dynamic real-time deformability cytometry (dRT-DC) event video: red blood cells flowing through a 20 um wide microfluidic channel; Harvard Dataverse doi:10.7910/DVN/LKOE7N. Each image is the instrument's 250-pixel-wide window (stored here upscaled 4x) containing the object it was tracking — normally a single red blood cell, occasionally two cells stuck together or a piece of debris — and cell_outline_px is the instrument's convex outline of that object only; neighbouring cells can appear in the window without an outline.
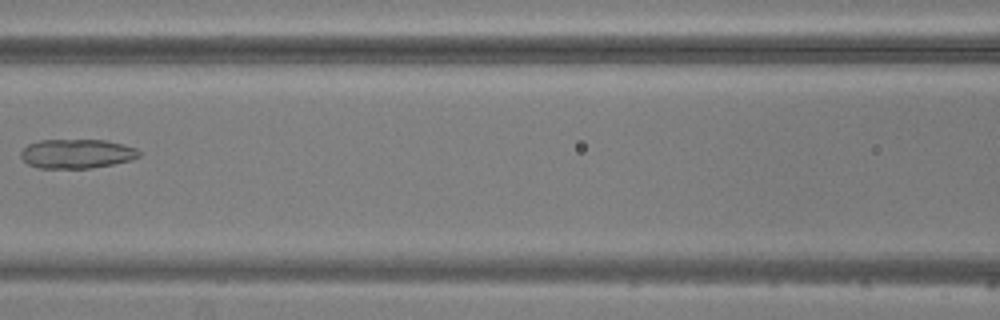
{"species": "common noctule bat (a hibernating species)", "species_latin": "Nyctalus noctula", "temperature_condition": "warm", "stored_images_in_passage": 8, "camera_frame_rate_fps": 3000, "um_per_image_px": 0.085, "animal": {"sex": "male", "body_mass_g": 20.5, "forearm_length_mm": 52.5}, "frame": {"image": 1, "passage_image": 8, "time_ms": 9.333, "image_size_px": [1000, 320], "cell_outline_px": [[140, 156], [132, 160], [92, 168], [36, 168], [28, 164], [20, 156], [20, 152], [28, 144], [40, 140], [104, 140], [124, 144], [136, 148], [140, 152]], "centroid_in_image_um": [6.53, 13.07], "position_along_channel_um": 160.1, "area_um2": 20.23}}